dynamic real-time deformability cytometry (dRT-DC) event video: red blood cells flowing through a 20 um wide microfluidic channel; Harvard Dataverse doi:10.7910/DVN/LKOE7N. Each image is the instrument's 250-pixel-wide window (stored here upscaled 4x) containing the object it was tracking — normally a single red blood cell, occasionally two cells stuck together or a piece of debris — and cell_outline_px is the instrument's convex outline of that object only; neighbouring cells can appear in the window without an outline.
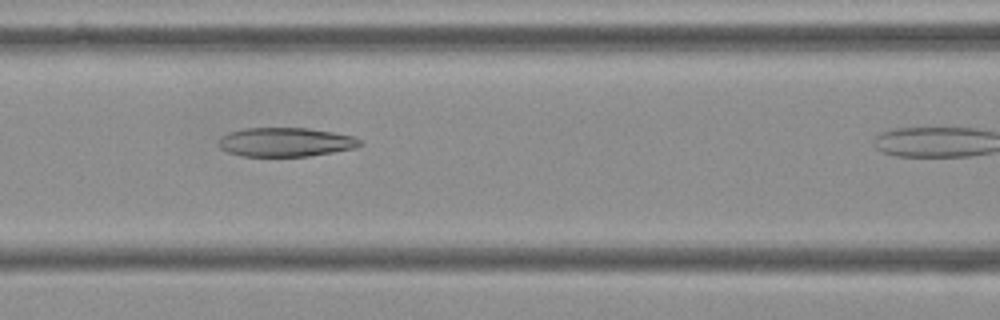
{"species": "Egyptian fruit bat (a non-hibernating species)", "species_latin": "Rousettus aegyptiacus", "temperature_condition": "cold", "stored_images_in_passage": 14, "camera_frame_rate_fps": 3000, "um_per_image_px": 0.085, "frame": {"image": 1, "passage_image": 10, "time_ms": 3.0, "image_size_px": [1000, 320], "cell_outline_px": [[364, 144], [356, 148], [308, 156], [244, 156], [228, 152], [220, 148], [216, 140], [220, 136], [228, 132], [244, 128], [308, 128], [356, 136]], "centroid_in_image_um": [24.26, 12.07], "position_along_channel_um": 142.3, "area_um2": 24.1}}